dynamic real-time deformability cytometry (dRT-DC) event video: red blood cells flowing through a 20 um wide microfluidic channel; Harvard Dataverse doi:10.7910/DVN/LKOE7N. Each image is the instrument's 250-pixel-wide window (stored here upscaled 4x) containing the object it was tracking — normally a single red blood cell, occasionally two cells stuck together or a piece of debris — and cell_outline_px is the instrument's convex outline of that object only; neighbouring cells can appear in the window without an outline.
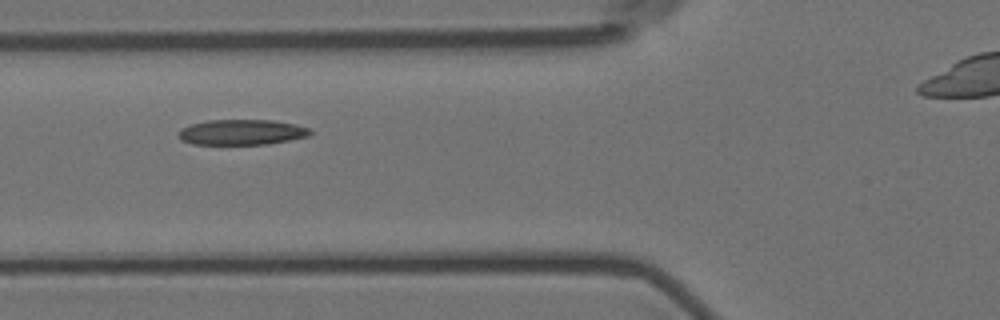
{"species": "Egyptian fruit bat (a non-hibernating species)", "species_latin": "Rousettus aegyptiacus", "temperature_condition": "room temperature", "stored_images_in_passage": 13, "camera_frame_rate_fps": 3000, "um_per_image_px": 0.085, "animal": {"sex": "female"}, "frame": {"image": 1, "passage_image": 4, "time_ms": 1.0, "image_size_px": [1000, 320], "cell_outline_px": [[312, 132], [308, 136], [268, 144], [192, 144], [180, 140], [180, 128], [188, 124], [208, 120], [272, 120], [296, 124], [308, 128]], "centroid_in_image_um": [20.52, 11.23], "position_along_channel_um": 105.3, "area_um2": 19.48}}
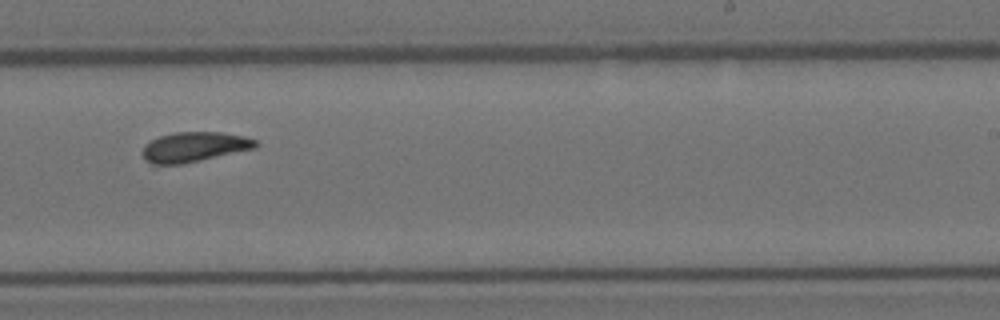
{"frame": {"image": 2, "passage_image": 8, "time_ms": 2.333, "image_size_px": [1000, 320], "cell_outline_px": [[260, 144], [256, 148], [200, 160], [180, 164], [152, 168], [144, 160], [144, 144], [160, 136], [176, 132], [220, 132], [244, 136], [256, 140]], "centroid_in_image_um": [16.46, 12.52], "position_along_channel_um": 272.5, "area_um2": 20.06}}
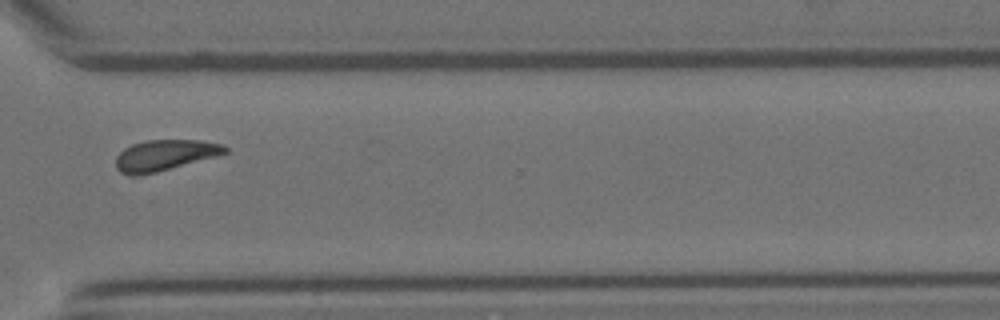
{"frame": {"image": 3, "passage_image": 10, "time_ms": 3.0, "image_size_px": [1000, 320], "cell_outline_px": [[228, 152], [216, 156], [156, 172], [140, 176], [128, 176], [120, 172], [116, 168], [116, 156], [124, 148], [132, 144], [148, 140], [200, 140], [224, 144], [228, 148]], "centroid_in_image_um": [13.98, 13.2], "position_along_channel_um": 356.6, "area_um2": 19.71}}